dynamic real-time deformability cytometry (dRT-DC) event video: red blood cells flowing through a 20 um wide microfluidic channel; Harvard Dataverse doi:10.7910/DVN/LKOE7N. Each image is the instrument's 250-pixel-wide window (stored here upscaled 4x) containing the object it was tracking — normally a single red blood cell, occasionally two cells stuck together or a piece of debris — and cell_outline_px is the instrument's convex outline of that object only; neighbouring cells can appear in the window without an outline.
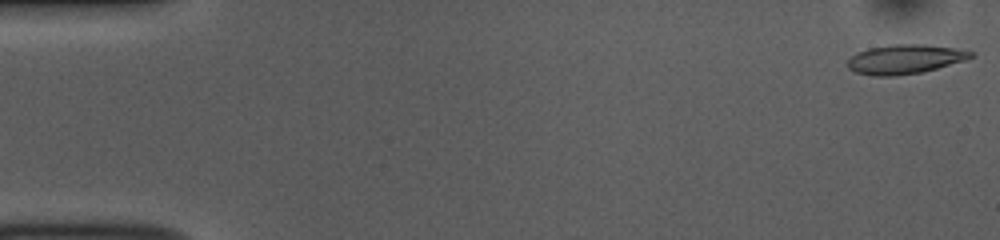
{"species": "common noctule bat (a hibernating species)", "species_latin": "Nyctalus noctula", "temperature_condition": "room temperature", "stored_images_in_passage": 52, "camera_frame_rate_fps": 3000, "um_per_image_px": 0.085, "animal": {"sex": "female", "body_mass_g": 10.0, "forearm_length_mm": 53.1}, "frame": {"image": 1, "passage_image": 1, "time_ms": 0.0, "image_size_px": [1000, 240], "cell_outline_px": [[976, 56], [964, 60], [936, 68], [920, 72], [896, 76], [872, 76], [856, 72], [848, 68], [848, 60], [852, 56], [868, 48], [892, 44], [924, 44], [952, 48], [976, 52]], "centroid_in_image_um": [76.92, 5.03], "position_along_channel_um": 8.1, "area_um2": 20.87}}
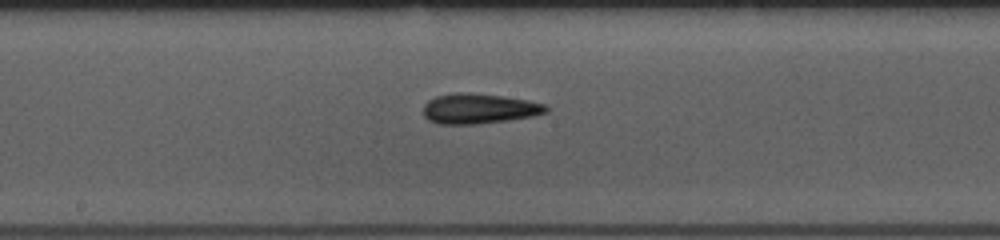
{"frame": {"image": 2, "passage_image": 27, "time_ms": 8.667, "image_size_px": [1000, 240], "cell_outline_px": [[548, 112], [532, 116], [508, 120], [476, 124], [440, 124], [428, 120], [424, 116], [424, 104], [428, 100], [436, 96], [456, 92], [468, 92], [500, 96], [528, 100], [544, 104], [548, 108]], "centroid_in_image_um": [40.69, 9.23], "position_along_channel_um": 207.5, "area_um2": 21.5}}
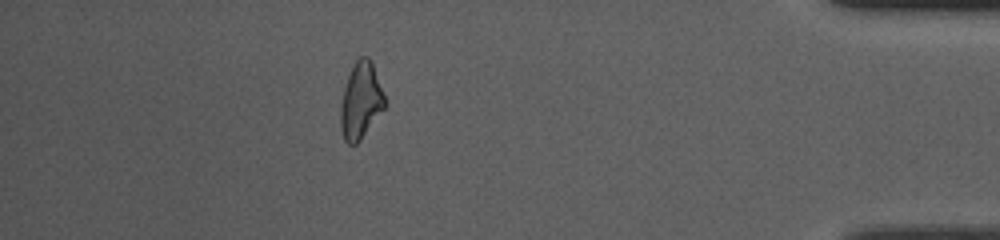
{"frame": {"image": 3, "passage_image": 46, "time_ms": 15.0, "image_size_px": [1000, 240], "cell_outline_px": [[388, 104], [360, 140], [356, 144], [348, 144], [344, 140], [340, 128], [340, 104], [344, 88], [348, 76], [356, 60], [360, 56], [368, 56], [372, 60]], "centroid_in_image_um": [30.68, 8.56], "position_along_channel_um": 404.5, "area_um2": 19.94}, "authors_computed_cell_mechanics": {"area_um2": 20.3456, "velocity_mm_per_s": 3.8478, "shape_relaxation_time_tau1_ms": null, "shape_relaxation_time_tau2_ms": 3.8272, "deformation_change_tau1": null, "deformation_change_tau2": 0.1357}}